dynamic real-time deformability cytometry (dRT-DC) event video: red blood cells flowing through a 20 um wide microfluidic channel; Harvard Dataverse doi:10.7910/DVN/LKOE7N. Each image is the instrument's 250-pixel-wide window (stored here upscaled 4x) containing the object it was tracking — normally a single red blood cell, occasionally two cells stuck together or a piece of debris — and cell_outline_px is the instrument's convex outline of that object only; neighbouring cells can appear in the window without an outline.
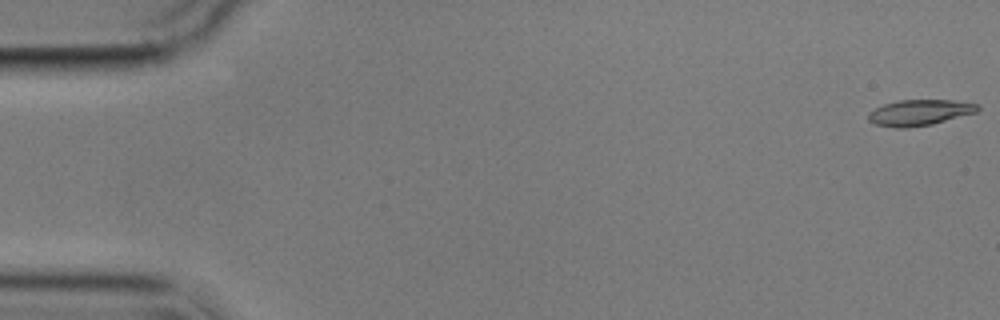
{"species": "common noctule bat (a hibernating species)", "species_latin": "Nyctalus noctula", "temperature_condition": "cold", "stored_images_in_passage": 11, "camera_frame_rate_fps": 3000, "um_per_image_px": 0.085, "animal": {"sex": "male", "body_mass_g": 17.9}, "frame": {"image": 1, "passage_image": 1, "time_ms": 0.0, "image_size_px": [1000, 320], "cell_outline_px": [[980, 108], [976, 112], [932, 124], [908, 128], [896, 128], [876, 124], [868, 120], [868, 112], [884, 104], [900, 100], [956, 100], [980, 104]], "centroid_in_image_um": [78.18, 9.56], "position_along_channel_um": 6.8, "area_um2": 16.47}}
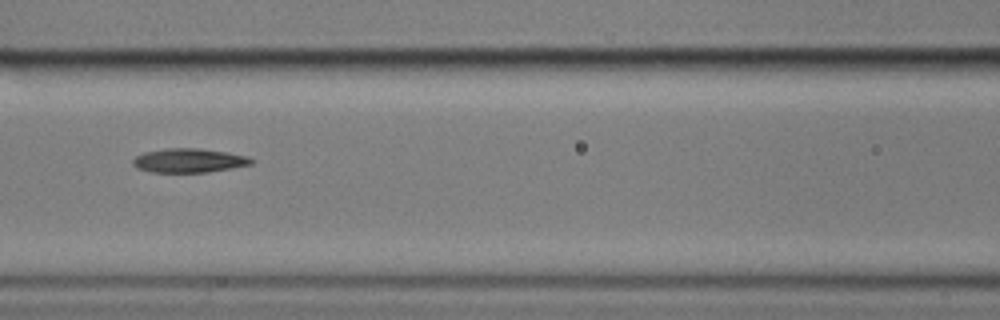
{"frame": {"image": 2, "passage_image": 7, "time_ms": 8.0, "image_size_px": [1000, 320], "cell_outline_px": [[256, 160], [252, 164], [208, 172], [152, 172], [136, 168], [132, 164], [132, 160], [136, 156], [144, 152], [168, 148], [196, 148], [228, 152], [248, 156]], "centroid_in_image_um": [16.07, 13.64], "position_along_channel_um": 150.5, "area_um2": 16.65}}
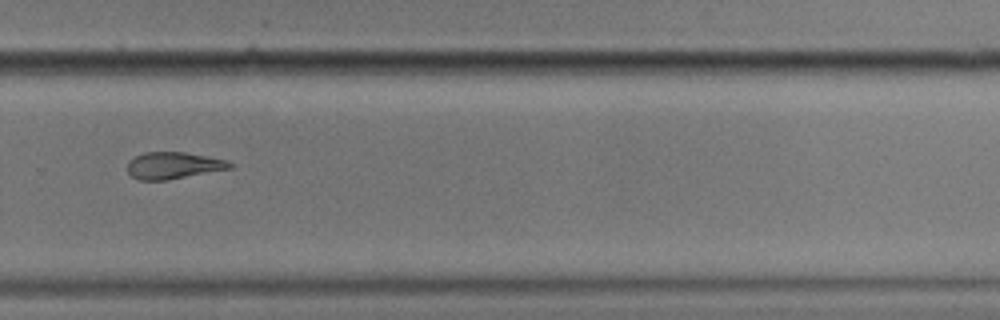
{"frame": {"image": 3, "passage_image": 11, "time_ms": 12.667, "image_size_px": [1000, 320], "cell_outline_px": [[232, 168], [168, 180], [140, 180], [132, 176], [128, 172], [128, 160], [144, 152], [184, 152], [228, 160], [232, 164]], "centroid_in_image_um": [14.73, 14.06], "position_along_channel_um": 315.1, "area_um2": 15.95}}